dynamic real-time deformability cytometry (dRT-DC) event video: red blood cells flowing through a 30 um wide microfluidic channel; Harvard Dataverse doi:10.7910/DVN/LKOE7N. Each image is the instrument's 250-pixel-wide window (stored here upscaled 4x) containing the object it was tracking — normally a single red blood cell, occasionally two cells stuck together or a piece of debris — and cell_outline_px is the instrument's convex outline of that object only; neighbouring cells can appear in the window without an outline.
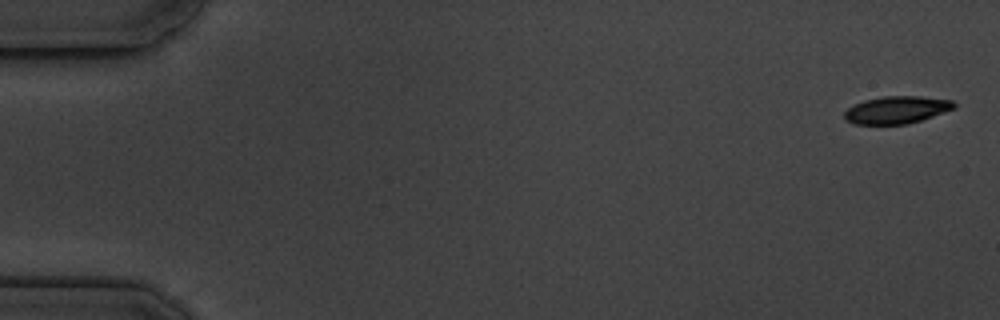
{"species": "common noctule bat (a hibernating species)", "species_latin": "Nyctalus noctula", "temperature_condition": "cold", "stored_images_in_passage": 6, "camera_frame_rate_fps": 3000, "um_per_image_px": 0.085, "animal": {"sex": "male", "body_mass_g": 19.5, "forearm_length_mm": 54.6}, "frame": {"image": 1, "passage_image": 1, "time_ms": 0.0, "image_size_px": [1000, 320], "cell_outline_px": [[956, 108], [908, 124], [852, 124], [844, 120], [844, 112], [848, 108], [864, 100], [884, 96], [920, 96], [952, 100], [956, 104]], "centroid_in_image_um": [76.2, 9.34], "position_along_channel_um": 8.8, "area_um2": 17.51}}
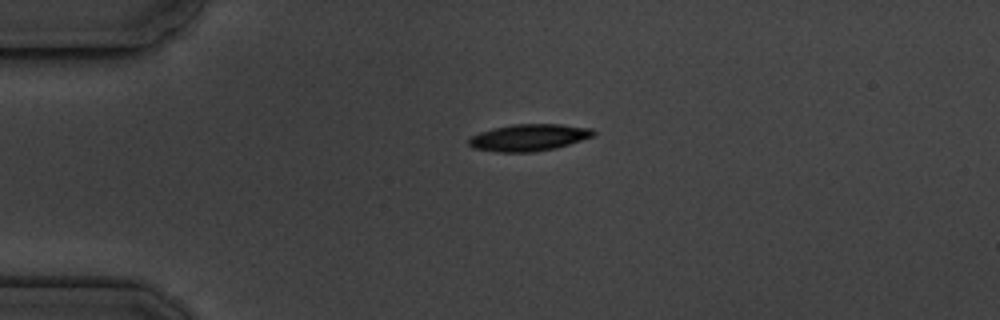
{"frame": {"image": 2, "passage_image": 4, "time_ms": 4.0, "image_size_px": [1000, 320], "cell_outline_px": [[596, 132], [592, 136], [556, 148], [536, 152], [496, 152], [472, 148], [468, 144], [468, 140], [472, 136], [480, 132], [492, 128], [512, 124], [560, 124], [592, 128]], "centroid_in_image_um": [44.92, 11.69], "position_along_channel_um": 40.1, "area_um2": 19.54}}